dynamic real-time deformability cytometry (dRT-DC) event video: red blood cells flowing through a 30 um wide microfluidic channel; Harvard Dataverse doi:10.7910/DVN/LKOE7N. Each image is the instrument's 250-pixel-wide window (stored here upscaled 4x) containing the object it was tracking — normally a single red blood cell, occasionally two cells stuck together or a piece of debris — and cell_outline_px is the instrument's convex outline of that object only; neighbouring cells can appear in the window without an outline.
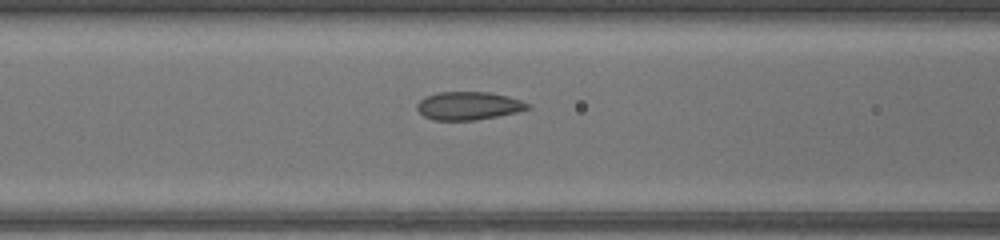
{"species": "common noctule bat (a hibernating species)", "species_latin": "Nyctalus noctula", "temperature_condition": "warm", "stored_images_in_passage": 38, "camera_frame_rate_fps": 3000, "um_per_image_px": 0.085, "animal": {"sex": "female", "body_mass_g": 17.0, "forearm_length_mm": 48.0}, "frame": {"image": 1, "passage_image": 10, "time_ms": 3.0, "image_size_px": [1000, 240], "cell_outline_px": [[532, 108], [516, 112], [476, 120], [432, 120], [424, 116], [416, 108], [416, 104], [424, 96], [440, 92], [488, 92], [508, 96], [532, 104]], "centroid_in_image_um": [39.82, 8.99], "position_along_channel_um": 126.8, "area_um2": 18.21}}
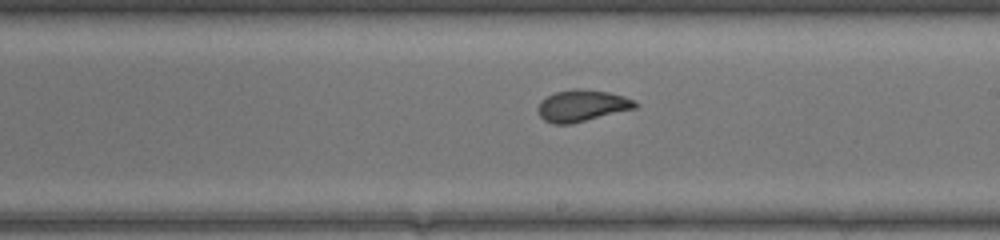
{"frame": {"image": 2, "passage_image": 18, "time_ms": 5.667, "image_size_px": [1000, 240], "cell_outline_px": [[640, 104], [636, 108], [572, 124], [552, 124], [544, 120], [540, 116], [540, 100], [556, 92], [576, 88], [608, 92], [624, 96], [636, 100]], "centroid_in_image_um": [49.52, 8.99], "position_along_channel_um": 239.5, "area_um2": 17.86}}
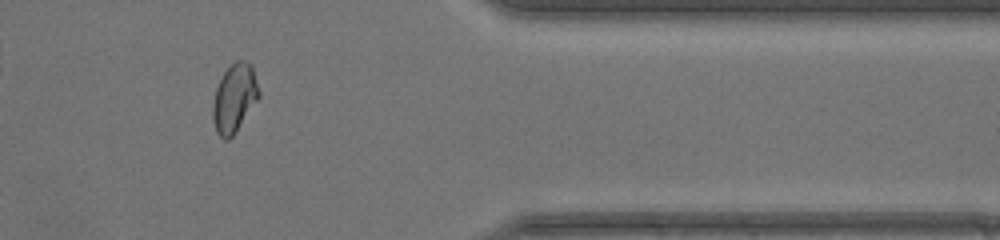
{"frame": {"image": 3, "passage_image": 30, "time_ms": 9.667, "image_size_px": [1000, 240], "cell_outline_px": [[260, 96], [236, 132], [228, 140], [224, 140], [216, 132], [212, 116], [212, 108], [216, 88], [224, 72], [236, 60], [244, 60], [252, 64], [260, 92]], "centroid_in_image_um": [19.93, 8.34], "position_along_channel_um": 391.5, "area_um2": 18.38}}